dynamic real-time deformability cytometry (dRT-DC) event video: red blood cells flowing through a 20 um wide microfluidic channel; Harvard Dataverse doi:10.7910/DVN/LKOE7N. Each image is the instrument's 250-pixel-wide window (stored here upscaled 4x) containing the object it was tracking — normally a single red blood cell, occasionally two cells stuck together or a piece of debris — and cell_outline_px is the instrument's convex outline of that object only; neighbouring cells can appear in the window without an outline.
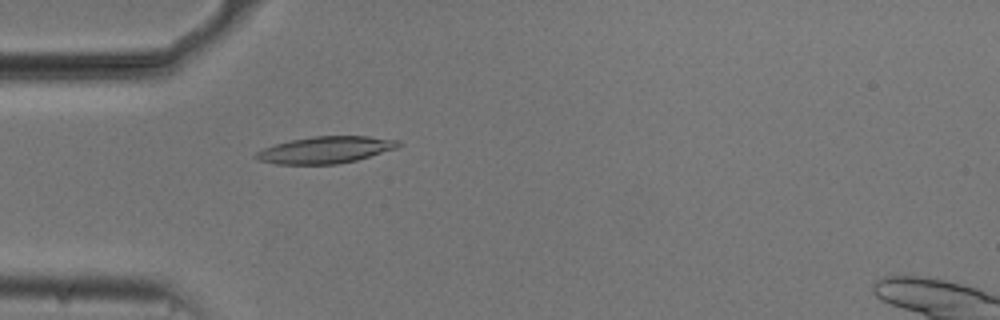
{"species": "common noctule bat (a hibernating species)", "species_latin": "Nyctalus noctula", "temperature_condition": "cold", "stored_images_in_passage": 54, "camera_frame_rate_fps": 3000, "um_per_image_px": 0.085, "animal": {"sex": "male", "body_mass_g": 20.5, "forearm_length_mm": 52.5}, "frame": {"image": 1, "passage_image": 16, "time_ms": 5.0, "image_size_px": [1000, 320], "cell_outline_px": [[404, 144], [396, 148], [356, 160], [336, 164], [276, 164], [260, 160], [252, 156], [256, 152], [264, 148], [276, 144], [292, 140], [312, 136], [368, 136], [400, 140]], "centroid_in_image_um": [27.69, 12.73], "position_along_channel_um": 57.3, "area_um2": 22.14}}
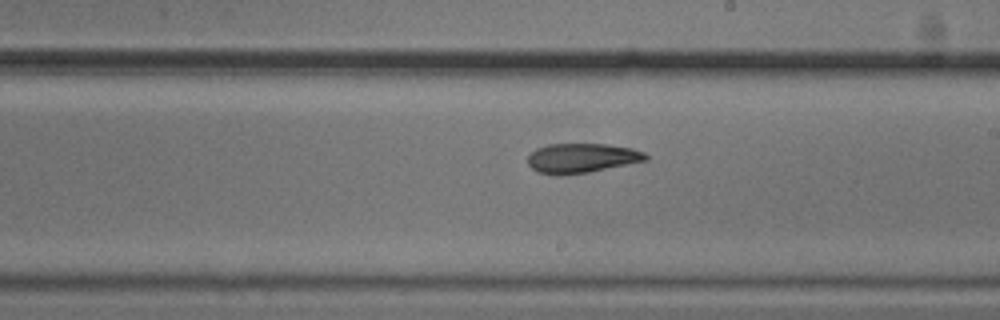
{"frame": {"image": 2, "passage_image": 31, "time_ms": 10.0, "image_size_px": [1000, 320], "cell_outline_px": [[648, 160], [588, 172], [540, 172], [532, 168], [528, 164], [528, 156], [536, 148], [548, 144], [608, 144], [632, 148], [644, 152], [648, 156]], "centroid_in_image_um": [49.51, 13.39], "position_along_channel_um": 239.5, "area_um2": 19.59}}
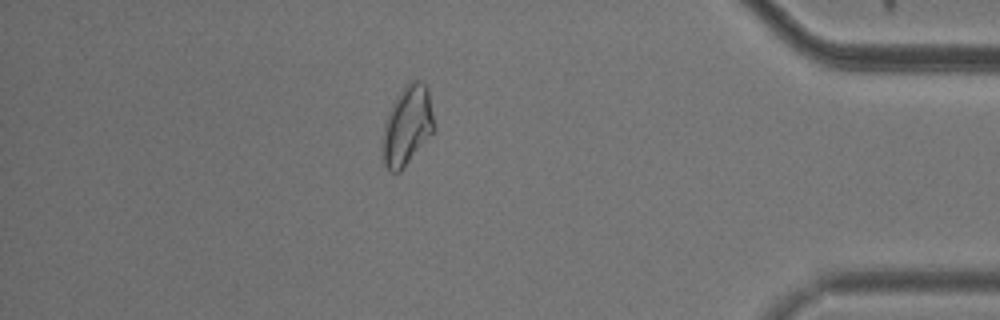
{"frame": {"image": 3, "passage_image": 47, "time_ms": 15.333, "image_size_px": [1000, 320], "cell_outline_px": [[436, 128], [404, 168], [400, 172], [392, 172], [384, 164], [380, 148], [384, 124], [388, 112], [396, 96], [412, 80], [420, 80], [428, 88]], "centroid_in_image_um": [34.6, 10.7], "position_along_channel_um": 400.6, "area_um2": 24.04}}